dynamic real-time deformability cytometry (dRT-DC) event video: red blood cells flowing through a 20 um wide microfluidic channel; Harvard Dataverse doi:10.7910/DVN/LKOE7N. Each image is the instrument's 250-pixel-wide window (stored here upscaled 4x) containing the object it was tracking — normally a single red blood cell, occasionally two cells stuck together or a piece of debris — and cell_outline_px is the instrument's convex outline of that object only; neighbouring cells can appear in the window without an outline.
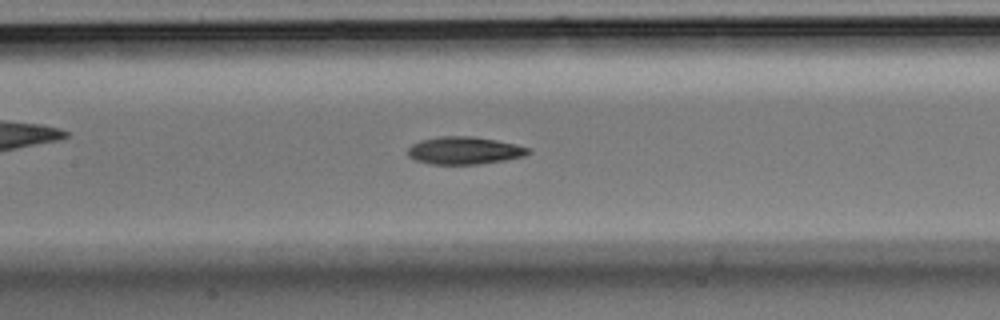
{"species": "Egyptian fruit bat (a non-hibernating species)", "species_latin": "Rousettus aegyptiacus", "temperature_condition": "room temperature", "stored_images_in_passage": 50, "camera_frame_rate_fps": 3000, "um_per_image_px": 0.085, "animal": {"sex": "male"}, "frame": {"image": 1, "passage_image": 22, "time_ms": 7.0, "image_size_px": [1000, 320], "cell_outline_px": [[532, 152], [524, 156], [504, 160], [480, 164], [428, 164], [416, 160], [408, 156], [408, 148], [412, 144], [420, 140], [440, 136], [472, 136], [496, 140], [516, 144], [532, 148]], "centroid_in_image_um": [39.49, 12.79], "position_along_channel_um": 167.9, "area_um2": 19.48}}
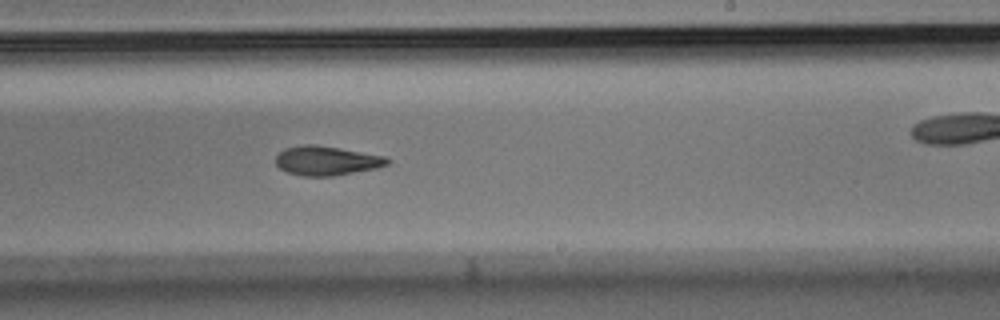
{"frame": {"image": 2, "passage_image": 29, "time_ms": 9.333, "image_size_px": [1000, 320], "cell_outline_px": [[392, 160], [388, 164], [376, 168], [332, 176], [304, 176], [288, 172], [280, 168], [276, 164], [276, 156], [284, 148], [304, 144], [316, 144], [340, 148], [384, 156]], "centroid_in_image_um": [27.75, 13.65], "position_along_channel_um": 261.2, "area_um2": 18.96}}
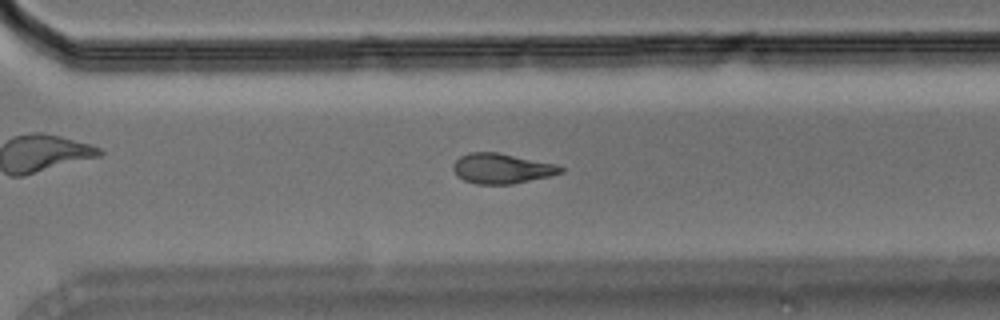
{"frame": {"image": 3, "passage_image": 34, "time_ms": 11.0, "image_size_px": [1000, 320], "cell_outline_px": [[564, 172], [552, 176], [512, 184], [476, 184], [464, 180], [456, 176], [452, 168], [452, 164], [460, 156], [468, 152], [496, 152], [556, 164], [564, 168]], "centroid_in_image_um": [42.63, 14.33], "position_along_channel_um": 328.0, "area_um2": 19.02}}